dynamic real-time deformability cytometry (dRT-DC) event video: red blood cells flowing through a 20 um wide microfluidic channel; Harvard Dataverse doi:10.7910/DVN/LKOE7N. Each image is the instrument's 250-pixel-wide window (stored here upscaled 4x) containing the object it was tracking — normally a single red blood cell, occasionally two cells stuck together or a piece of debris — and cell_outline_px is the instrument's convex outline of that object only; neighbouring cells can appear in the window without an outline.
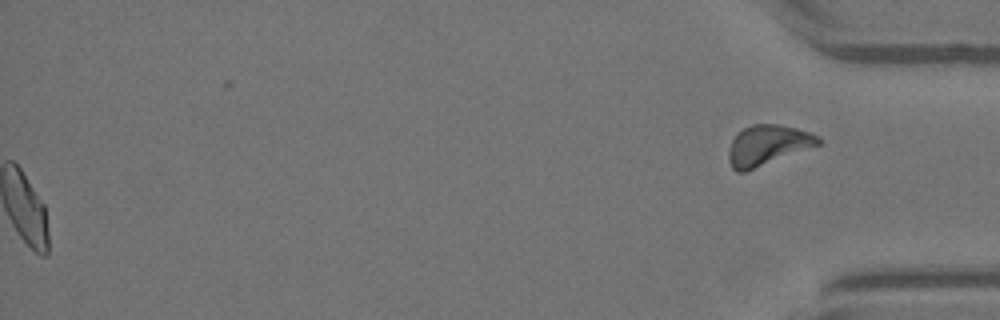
{"species": "Egyptian fruit bat (a non-hibernating species)", "species_latin": "Rousettus aegyptiacus", "temperature_condition": "warm", "stored_images_in_passage": 51, "segment_of_instrument_passage": [2, 2], "camera_frame_rate_fps": 3000, "um_per_image_px": 0.085, "animal": {"sex": "female"}, "frame": {"image": 1, "passage_image": 51, "time_ms": 16.667, "image_size_px": [1000, 320], "cell_outline_px": [[824, 140], [820, 144], [744, 172], [736, 172], [732, 168], [728, 160], [728, 148], [732, 140], [744, 128], [752, 124], [776, 124], [796, 128], [812, 132], [820, 136]], "centroid_in_image_um": [65.26, 12.33], "position_along_channel_um": 369.9, "area_um2": 20.92}}